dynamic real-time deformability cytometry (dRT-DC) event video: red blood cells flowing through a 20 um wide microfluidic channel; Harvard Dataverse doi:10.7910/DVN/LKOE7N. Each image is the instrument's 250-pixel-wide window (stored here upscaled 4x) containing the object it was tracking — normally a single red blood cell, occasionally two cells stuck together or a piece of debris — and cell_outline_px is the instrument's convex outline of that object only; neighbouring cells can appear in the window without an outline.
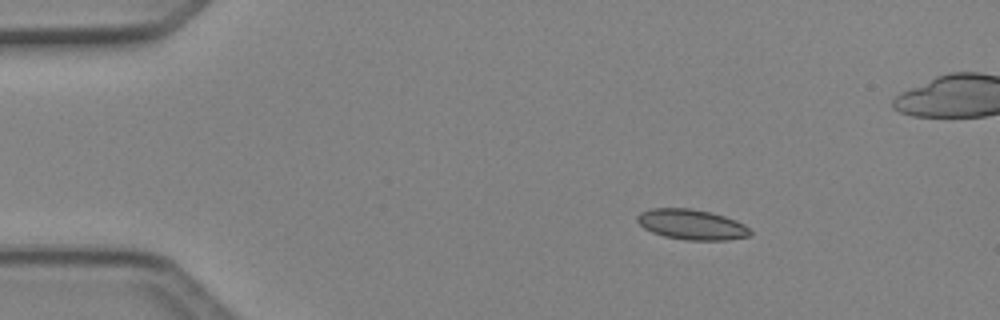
{"species": "Egyptian fruit bat (a non-hibernating species)", "species_latin": "Rousettus aegyptiacus", "temperature_condition": "cold", "stored_images_in_passage": 6, "camera_frame_rate_fps": 3000, "um_per_image_px": 0.085, "animal": {"sex": "female"}, "frame": {"image": 1, "passage_image": 1, "time_ms": 0.0, "image_size_px": [1000, 320], "cell_outline_px": [[752, 236], [728, 240], [684, 240], [664, 236], [652, 232], [644, 228], [636, 220], [636, 216], [640, 212], [652, 208], [692, 208], [712, 212], [736, 220], [744, 224], [752, 232]], "centroid_in_image_um": [58.81, 19.08], "position_along_channel_um": 26.2, "area_um2": 20.17}}
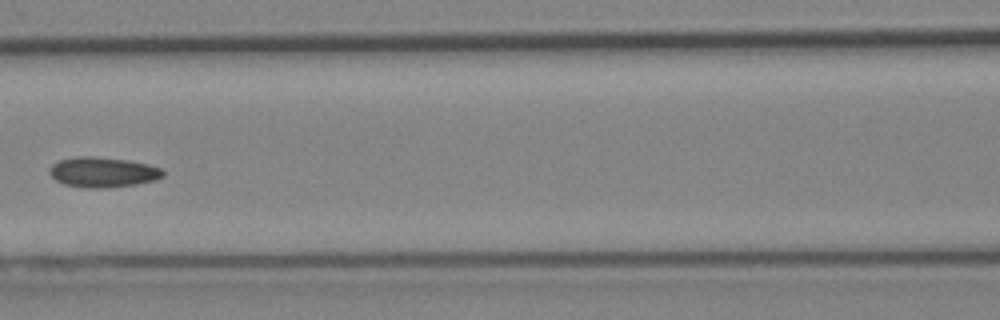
{"frame": {"image": 2, "passage_image": 5, "time_ms": 1.333, "image_size_px": [1000, 320], "cell_outline_px": [[164, 176], [156, 180], [136, 184], [104, 188], [88, 188], [64, 184], [56, 180], [48, 172], [48, 168], [52, 164], [60, 160], [76, 156], [92, 156], [128, 160], [148, 164], [160, 168], [164, 172]], "centroid_in_image_um": [8.73, 14.63], "position_along_channel_um": 157.9, "area_um2": 20.0}}
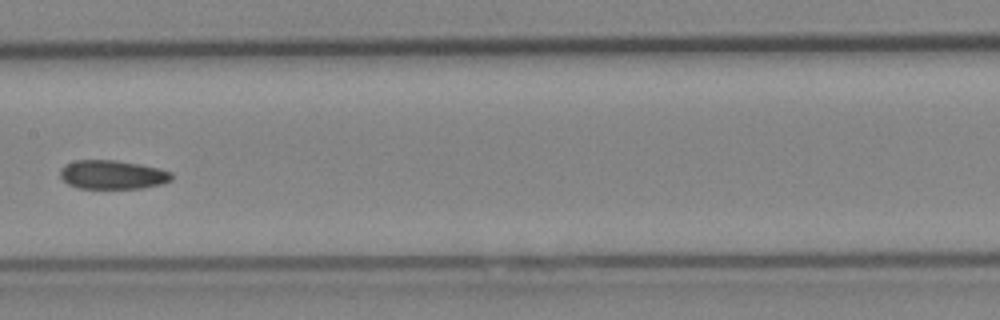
{"frame": {"image": 3, "passage_image": 6, "time_ms": 1.667, "image_size_px": [1000, 320], "cell_outline_px": [[172, 180], [160, 184], [140, 188], [76, 188], [68, 184], [60, 176], [60, 168], [64, 164], [76, 160], [116, 160], [140, 164], [160, 168], [172, 172]], "centroid_in_image_um": [9.55, 14.84], "position_along_channel_um": 197.9, "area_um2": 18.84}}